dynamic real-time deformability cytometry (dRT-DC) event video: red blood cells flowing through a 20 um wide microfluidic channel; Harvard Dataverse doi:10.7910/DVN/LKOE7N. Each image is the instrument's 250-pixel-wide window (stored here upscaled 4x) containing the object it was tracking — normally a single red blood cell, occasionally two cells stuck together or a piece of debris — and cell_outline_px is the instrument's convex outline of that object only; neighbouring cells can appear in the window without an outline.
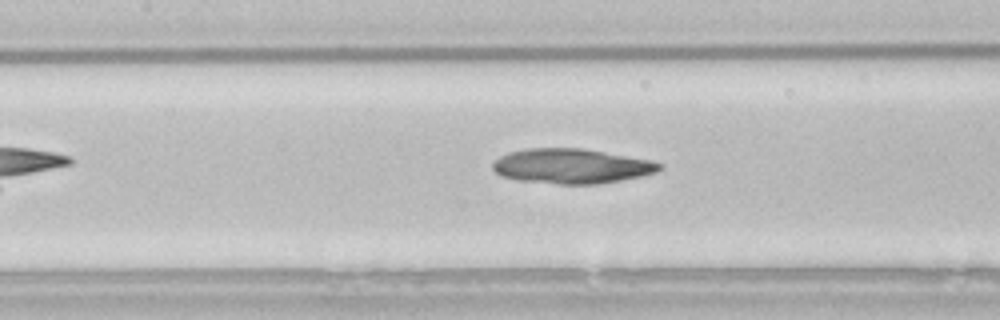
{"species": "common noctule bat (a hibernating species)", "species_latin": "Nyctalus noctula", "temperature_condition": "room temperature", "stored_images_in_passage": 41, "camera_frame_rate_fps": 3000, "um_per_image_px": 0.085, "animal": {"sex": "male", "body_mass_g": 21.5, "forearm_length_mm": 52.0}, "frame": {"image": 1, "passage_image": 12, "time_ms": 3.667, "image_size_px": [1000, 320], "cell_outline_px": [[664, 164], [656, 172], [640, 176], [620, 180], [596, 184], [556, 184], [520, 180], [504, 176], [496, 172], [492, 168], [492, 164], [500, 156], [508, 152], [528, 148], [580, 148], [604, 152], [648, 160]], "centroid_in_image_um": [48.55, 14.12], "position_along_channel_um": 158.9, "area_um2": 33.41}}
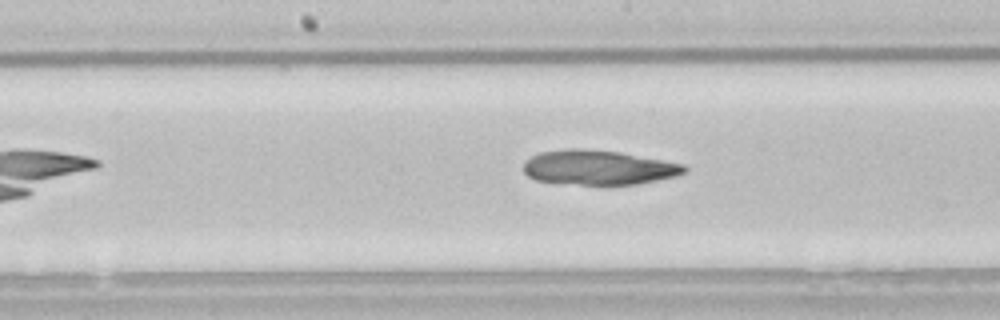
{"frame": {"image": 2, "passage_image": 15, "time_ms": 4.667, "image_size_px": [1000, 320], "cell_outline_px": [[688, 168], [684, 172], [676, 176], [636, 184], [580, 184], [536, 180], [528, 176], [524, 172], [524, 160], [540, 152], [564, 148], [584, 148], [620, 152], [684, 164]], "centroid_in_image_um": [50.85, 14.22], "position_along_channel_um": 197.4, "area_um2": 32.31}}